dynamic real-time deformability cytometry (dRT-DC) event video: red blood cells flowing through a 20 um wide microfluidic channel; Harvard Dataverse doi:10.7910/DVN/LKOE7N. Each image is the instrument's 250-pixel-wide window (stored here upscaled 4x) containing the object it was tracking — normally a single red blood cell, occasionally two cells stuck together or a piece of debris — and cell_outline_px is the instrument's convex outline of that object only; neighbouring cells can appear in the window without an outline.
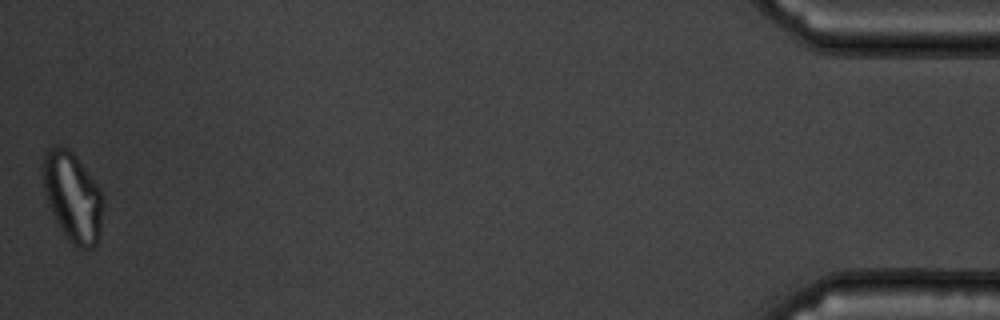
{"species": "common noctule bat (a hibernating species)", "species_latin": "Nyctalus noctula", "temperature_condition": "warm", "stored_images_in_passage": 52, "camera_frame_rate_fps": 3000, "um_per_image_px": 0.085, "animal": {"sex": "male", "body_mass_g": 19.5, "forearm_length_mm": 54.6}, "frame": {"image": 1, "passage_image": 52, "time_ms": 17.0, "image_size_px": [1000, 320], "cell_outline_px": [[100, 228], [96, 244], [92, 248], [80, 248], [72, 244], [68, 240], [56, 220], [48, 204], [44, 188], [44, 156], [48, 148], [68, 148], [76, 156], [100, 188]], "centroid_in_image_um": [6.16, 16.75], "position_along_channel_um": 429.0, "area_um2": 30.11}}